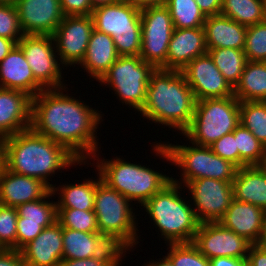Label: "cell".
I'll return each mask as SVG.
<instances>
[{"label": "cell", "instance_id": "1", "mask_svg": "<svg viewBox=\"0 0 266 266\" xmlns=\"http://www.w3.org/2000/svg\"><path fill=\"white\" fill-rule=\"evenodd\" d=\"M63 88L44 89L31 99V126L37 134L64 146L80 162L98 151L95 132L102 115ZM62 93H61V92Z\"/></svg>", "mask_w": 266, "mask_h": 266}, {"label": "cell", "instance_id": "2", "mask_svg": "<svg viewBox=\"0 0 266 266\" xmlns=\"http://www.w3.org/2000/svg\"><path fill=\"white\" fill-rule=\"evenodd\" d=\"M80 164L64 146L37 134L31 128L3 138L2 165L9 171L42 180L50 188V174ZM49 176V177H48Z\"/></svg>", "mask_w": 266, "mask_h": 266}, {"label": "cell", "instance_id": "3", "mask_svg": "<svg viewBox=\"0 0 266 266\" xmlns=\"http://www.w3.org/2000/svg\"><path fill=\"white\" fill-rule=\"evenodd\" d=\"M196 100L179 70L155 69L149 79L146 100L140 111L144 118L184 133L190 126Z\"/></svg>", "mask_w": 266, "mask_h": 266}, {"label": "cell", "instance_id": "4", "mask_svg": "<svg viewBox=\"0 0 266 266\" xmlns=\"http://www.w3.org/2000/svg\"><path fill=\"white\" fill-rule=\"evenodd\" d=\"M178 182L172 178L169 184L143 206L167 243H191L200 222L191 204L181 197L178 191L181 183Z\"/></svg>", "mask_w": 266, "mask_h": 266}, {"label": "cell", "instance_id": "5", "mask_svg": "<svg viewBox=\"0 0 266 266\" xmlns=\"http://www.w3.org/2000/svg\"><path fill=\"white\" fill-rule=\"evenodd\" d=\"M101 161L96 165L101 180L129 201H138L141 206L172 181V177L118 157Z\"/></svg>", "mask_w": 266, "mask_h": 266}, {"label": "cell", "instance_id": "6", "mask_svg": "<svg viewBox=\"0 0 266 266\" xmlns=\"http://www.w3.org/2000/svg\"><path fill=\"white\" fill-rule=\"evenodd\" d=\"M130 202L101 179L97 182L94 212L99 233L114 245L130 250L138 243V230ZM137 237V238H136Z\"/></svg>", "mask_w": 266, "mask_h": 266}, {"label": "cell", "instance_id": "7", "mask_svg": "<svg viewBox=\"0 0 266 266\" xmlns=\"http://www.w3.org/2000/svg\"><path fill=\"white\" fill-rule=\"evenodd\" d=\"M239 107L235 96L196 101L192 122L183 135L193 144L210 146L239 126Z\"/></svg>", "mask_w": 266, "mask_h": 266}, {"label": "cell", "instance_id": "8", "mask_svg": "<svg viewBox=\"0 0 266 266\" xmlns=\"http://www.w3.org/2000/svg\"><path fill=\"white\" fill-rule=\"evenodd\" d=\"M194 145V146H193ZM156 155H162L167 161L182 168L184 185L189 181L201 178H212L222 181L233 182L238 167L216 155L210 146L193 144L172 145L157 143L154 146Z\"/></svg>", "mask_w": 266, "mask_h": 266}, {"label": "cell", "instance_id": "9", "mask_svg": "<svg viewBox=\"0 0 266 266\" xmlns=\"http://www.w3.org/2000/svg\"><path fill=\"white\" fill-rule=\"evenodd\" d=\"M155 69L140 56H119L99 82L111 85L122 103L141 111L149 79Z\"/></svg>", "mask_w": 266, "mask_h": 266}, {"label": "cell", "instance_id": "10", "mask_svg": "<svg viewBox=\"0 0 266 266\" xmlns=\"http://www.w3.org/2000/svg\"><path fill=\"white\" fill-rule=\"evenodd\" d=\"M173 30V21L165 5L142 8L141 51L139 56L156 69L166 70L168 45Z\"/></svg>", "mask_w": 266, "mask_h": 266}, {"label": "cell", "instance_id": "11", "mask_svg": "<svg viewBox=\"0 0 266 266\" xmlns=\"http://www.w3.org/2000/svg\"><path fill=\"white\" fill-rule=\"evenodd\" d=\"M17 45L22 49L34 79L44 89L63 88L61 63L53 50L56 47L52 35H24Z\"/></svg>", "mask_w": 266, "mask_h": 266}, {"label": "cell", "instance_id": "12", "mask_svg": "<svg viewBox=\"0 0 266 266\" xmlns=\"http://www.w3.org/2000/svg\"><path fill=\"white\" fill-rule=\"evenodd\" d=\"M195 203V215L200 223L218 222L234 199L232 182L212 178L189 181L186 185Z\"/></svg>", "mask_w": 266, "mask_h": 266}, {"label": "cell", "instance_id": "13", "mask_svg": "<svg viewBox=\"0 0 266 266\" xmlns=\"http://www.w3.org/2000/svg\"><path fill=\"white\" fill-rule=\"evenodd\" d=\"M94 29L92 16H64L52 35L61 64H80L83 60L91 33Z\"/></svg>", "mask_w": 266, "mask_h": 266}, {"label": "cell", "instance_id": "14", "mask_svg": "<svg viewBox=\"0 0 266 266\" xmlns=\"http://www.w3.org/2000/svg\"><path fill=\"white\" fill-rule=\"evenodd\" d=\"M209 260L215 257L247 258L251 243L219 222H203L192 242Z\"/></svg>", "mask_w": 266, "mask_h": 266}, {"label": "cell", "instance_id": "15", "mask_svg": "<svg viewBox=\"0 0 266 266\" xmlns=\"http://www.w3.org/2000/svg\"><path fill=\"white\" fill-rule=\"evenodd\" d=\"M181 72L185 75L196 101L234 96V89L208 53L193 59Z\"/></svg>", "mask_w": 266, "mask_h": 266}, {"label": "cell", "instance_id": "16", "mask_svg": "<svg viewBox=\"0 0 266 266\" xmlns=\"http://www.w3.org/2000/svg\"><path fill=\"white\" fill-rule=\"evenodd\" d=\"M15 6L25 35H53L64 18L60 0H19Z\"/></svg>", "mask_w": 266, "mask_h": 266}, {"label": "cell", "instance_id": "17", "mask_svg": "<svg viewBox=\"0 0 266 266\" xmlns=\"http://www.w3.org/2000/svg\"><path fill=\"white\" fill-rule=\"evenodd\" d=\"M94 29L112 38L116 35L141 34V9L128 0L93 9Z\"/></svg>", "mask_w": 266, "mask_h": 266}, {"label": "cell", "instance_id": "18", "mask_svg": "<svg viewBox=\"0 0 266 266\" xmlns=\"http://www.w3.org/2000/svg\"><path fill=\"white\" fill-rule=\"evenodd\" d=\"M51 188L42 180L0 167V204L17 207L43 198Z\"/></svg>", "mask_w": 266, "mask_h": 266}, {"label": "cell", "instance_id": "19", "mask_svg": "<svg viewBox=\"0 0 266 266\" xmlns=\"http://www.w3.org/2000/svg\"><path fill=\"white\" fill-rule=\"evenodd\" d=\"M31 99L24 92L0 88V138L30 129Z\"/></svg>", "mask_w": 266, "mask_h": 266}, {"label": "cell", "instance_id": "20", "mask_svg": "<svg viewBox=\"0 0 266 266\" xmlns=\"http://www.w3.org/2000/svg\"><path fill=\"white\" fill-rule=\"evenodd\" d=\"M203 27L174 28L168 45L166 70L181 71L196 57L207 53Z\"/></svg>", "mask_w": 266, "mask_h": 266}, {"label": "cell", "instance_id": "21", "mask_svg": "<svg viewBox=\"0 0 266 266\" xmlns=\"http://www.w3.org/2000/svg\"><path fill=\"white\" fill-rule=\"evenodd\" d=\"M63 228L56 221L20 251L27 266H59L63 260Z\"/></svg>", "mask_w": 266, "mask_h": 266}, {"label": "cell", "instance_id": "22", "mask_svg": "<svg viewBox=\"0 0 266 266\" xmlns=\"http://www.w3.org/2000/svg\"><path fill=\"white\" fill-rule=\"evenodd\" d=\"M0 88L21 91L31 98L44 90L34 79L31 67L18 45L0 62Z\"/></svg>", "mask_w": 266, "mask_h": 266}, {"label": "cell", "instance_id": "23", "mask_svg": "<svg viewBox=\"0 0 266 266\" xmlns=\"http://www.w3.org/2000/svg\"><path fill=\"white\" fill-rule=\"evenodd\" d=\"M264 215L265 211L256 205L233 199L218 222L237 235L243 236L251 244H257Z\"/></svg>", "mask_w": 266, "mask_h": 266}, {"label": "cell", "instance_id": "24", "mask_svg": "<svg viewBox=\"0 0 266 266\" xmlns=\"http://www.w3.org/2000/svg\"><path fill=\"white\" fill-rule=\"evenodd\" d=\"M207 50L233 48L243 50L247 27L219 15L207 16L203 25Z\"/></svg>", "mask_w": 266, "mask_h": 266}, {"label": "cell", "instance_id": "25", "mask_svg": "<svg viewBox=\"0 0 266 266\" xmlns=\"http://www.w3.org/2000/svg\"><path fill=\"white\" fill-rule=\"evenodd\" d=\"M63 259H86L105 256L116 245L100 233L63 228Z\"/></svg>", "mask_w": 266, "mask_h": 266}, {"label": "cell", "instance_id": "26", "mask_svg": "<svg viewBox=\"0 0 266 266\" xmlns=\"http://www.w3.org/2000/svg\"><path fill=\"white\" fill-rule=\"evenodd\" d=\"M118 57L113 38L93 29L86 54L80 65L91 77L100 81Z\"/></svg>", "mask_w": 266, "mask_h": 266}, {"label": "cell", "instance_id": "27", "mask_svg": "<svg viewBox=\"0 0 266 266\" xmlns=\"http://www.w3.org/2000/svg\"><path fill=\"white\" fill-rule=\"evenodd\" d=\"M234 199L266 212V170L262 165L238 168L232 182Z\"/></svg>", "mask_w": 266, "mask_h": 266}, {"label": "cell", "instance_id": "28", "mask_svg": "<svg viewBox=\"0 0 266 266\" xmlns=\"http://www.w3.org/2000/svg\"><path fill=\"white\" fill-rule=\"evenodd\" d=\"M234 96L240 102L266 101V62L247 61Z\"/></svg>", "mask_w": 266, "mask_h": 266}, {"label": "cell", "instance_id": "29", "mask_svg": "<svg viewBox=\"0 0 266 266\" xmlns=\"http://www.w3.org/2000/svg\"><path fill=\"white\" fill-rule=\"evenodd\" d=\"M98 176L96 181L88 179L81 184L63 185L60 189L53 186L51 191L54 195L57 190H60L58 194L61 193L60 200L56 203L57 209L94 210L97 182L101 179L100 175Z\"/></svg>", "mask_w": 266, "mask_h": 266}, {"label": "cell", "instance_id": "30", "mask_svg": "<svg viewBox=\"0 0 266 266\" xmlns=\"http://www.w3.org/2000/svg\"><path fill=\"white\" fill-rule=\"evenodd\" d=\"M207 53L212 58L216 67L220 70L225 80L234 89L239 83L247 58L244 50L233 48H215Z\"/></svg>", "mask_w": 266, "mask_h": 266}, {"label": "cell", "instance_id": "31", "mask_svg": "<svg viewBox=\"0 0 266 266\" xmlns=\"http://www.w3.org/2000/svg\"><path fill=\"white\" fill-rule=\"evenodd\" d=\"M220 14L246 27L266 20L263 0H222Z\"/></svg>", "mask_w": 266, "mask_h": 266}, {"label": "cell", "instance_id": "32", "mask_svg": "<svg viewBox=\"0 0 266 266\" xmlns=\"http://www.w3.org/2000/svg\"><path fill=\"white\" fill-rule=\"evenodd\" d=\"M52 195L50 190L43 198L17 206V223L39 224L43 228L53 225L57 221V202L45 201Z\"/></svg>", "mask_w": 266, "mask_h": 266}, {"label": "cell", "instance_id": "33", "mask_svg": "<svg viewBox=\"0 0 266 266\" xmlns=\"http://www.w3.org/2000/svg\"><path fill=\"white\" fill-rule=\"evenodd\" d=\"M239 151V168L262 165L266 160V147L241 124L234 130Z\"/></svg>", "mask_w": 266, "mask_h": 266}, {"label": "cell", "instance_id": "34", "mask_svg": "<svg viewBox=\"0 0 266 266\" xmlns=\"http://www.w3.org/2000/svg\"><path fill=\"white\" fill-rule=\"evenodd\" d=\"M173 26L176 29L203 27L206 16L195 0H167Z\"/></svg>", "mask_w": 266, "mask_h": 266}, {"label": "cell", "instance_id": "35", "mask_svg": "<svg viewBox=\"0 0 266 266\" xmlns=\"http://www.w3.org/2000/svg\"><path fill=\"white\" fill-rule=\"evenodd\" d=\"M240 124L266 147V101L240 102Z\"/></svg>", "mask_w": 266, "mask_h": 266}, {"label": "cell", "instance_id": "36", "mask_svg": "<svg viewBox=\"0 0 266 266\" xmlns=\"http://www.w3.org/2000/svg\"><path fill=\"white\" fill-rule=\"evenodd\" d=\"M57 222L62 228L87 233H99L94 210L57 209Z\"/></svg>", "mask_w": 266, "mask_h": 266}, {"label": "cell", "instance_id": "37", "mask_svg": "<svg viewBox=\"0 0 266 266\" xmlns=\"http://www.w3.org/2000/svg\"><path fill=\"white\" fill-rule=\"evenodd\" d=\"M167 258L174 266H211L198 248L191 243H169Z\"/></svg>", "mask_w": 266, "mask_h": 266}, {"label": "cell", "instance_id": "38", "mask_svg": "<svg viewBox=\"0 0 266 266\" xmlns=\"http://www.w3.org/2000/svg\"><path fill=\"white\" fill-rule=\"evenodd\" d=\"M243 50L248 61L266 62V20L247 27Z\"/></svg>", "mask_w": 266, "mask_h": 266}, {"label": "cell", "instance_id": "39", "mask_svg": "<svg viewBox=\"0 0 266 266\" xmlns=\"http://www.w3.org/2000/svg\"><path fill=\"white\" fill-rule=\"evenodd\" d=\"M17 210L0 204V249L17 250Z\"/></svg>", "mask_w": 266, "mask_h": 266}, {"label": "cell", "instance_id": "40", "mask_svg": "<svg viewBox=\"0 0 266 266\" xmlns=\"http://www.w3.org/2000/svg\"><path fill=\"white\" fill-rule=\"evenodd\" d=\"M24 35L16 6L0 3V37L11 39L18 43Z\"/></svg>", "mask_w": 266, "mask_h": 266}, {"label": "cell", "instance_id": "41", "mask_svg": "<svg viewBox=\"0 0 266 266\" xmlns=\"http://www.w3.org/2000/svg\"><path fill=\"white\" fill-rule=\"evenodd\" d=\"M126 250L115 246L107 255L86 259H63L59 266H118Z\"/></svg>", "mask_w": 266, "mask_h": 266}, {"label": "cell", "instance_id": "42", "mask_svg": "<svg viewBox=\"0 0 266 266\" xmlns=\"http://www.w3.org/2000/svg\"><path fill=\"white\" fill-rule=\"evenodd\" d=\"M210 148L216 155L233 163L239 168V151L237 149L234 131L215 141L210 145Z\"/></svg>", "mask_w": 266, "mask_h": 266}, {"label": "cell", "instance_id": "43", "mask_svg": "<svg viewBox=\"0 0 266 266\" xmlns=\"http://www.w3.org/2000/svg\"><path fill=\"white\" fill-rule=\"evenodd\" d=\"M113 41L119 56H139L141 34H119L113 37Z\"/></svg>", "mask_w": 266, "mask_h": 266}, {"label": "cell", "instance_id": "44", "mask_svg": "<svg viewBox=\"0 0 266 266\" xmlns=\"http://www.w3.org/2000/svg\"><path fill=\"white\" fill-rule=\"evenodd\" d=\"M60 5L64 16H90L93 11L90 0H60Z\"/></svg>", "mask_w": 266, "mask_h": 266}, {"label": "cell", "instance_id": "45", "mask_svg": "<svg viewBox=\"0 0 266 266\" xmlns=\"http://www.w3.org/2000/svg\"><path fill=\"white\" fill-rule=\"evenodd\" d=\"M43 229L39 224L17 223V250H21L30 241L34 240Z\"/></svg>", "mask_w": 266, "mask_h": 266}, {"label": "cell", "instance_id": "46", "mask_svg": "<svg viewBox=\"0 0 266 266\" xmlns=\"http://www.w3.org/2000/svg\"><path fill=\"white\" fill-rule=\"evenodd\" d=\"M0 266H27L20 250L0 249Z\"/></svg>", "mask_w": 266, "mask_h": 266}, {"label": "cell", "instance_id": "47", "mask_svg": "<svg viewBox=\"0 0 266 266\" xmlns=\"http://www.w3.org/2000/svg\"><path fill=\"white\" fill-rule=\"evenodd\" d=\"M250 266H266V250L257 244H251L247 254Z\"/></svg>", "mask_w": 266, "mask_h": 266}, {"label": "cell", "instance_id": "48", "mask_svg": "<svg viewBox=\"0 0 266 266\" xmlns=\"http://www.w3.org/2000/svg\"><path fill=\"white\" fill-rule=\"evenodd\" d=\"M195 2L206 17L220 14L222 0H195Z\"/></svg>", "mask_w": 266, "mask_h": 266}, {"label": "cell", "instance_id": "49", "mask_svg": "<svg viewBox=\"0 0 266 266\" xmlns=\"http://www.w3.org/2000/svg\"><path fill=\"white\" fill-rule=\"evenodd\" d=\"M247 258L215 257L210 259L211 266H245Z\"/></svg>", "mask_w": 266, "mask_h": 266}, {"label": "cell", "instance_id": "50", "mask_svg": "<svg viewBox=\"0 0 266 266\" xmlns=\"http://www.w3.org/2000/svg\"><path fill=\"white\" fill-rule=\"evenodd\" d=\"M17 45L11 39L0 37V62L8 55V53Z\"/></svg>", "mask_w": 266, "mask_h": 266}, {"label": "cell", "instance_id": "51", "mask_svg": "<svg viewBox=\"0 0 266 266\" xmlns=\"http://www.w3.org/2000/svg\"><path fill=\"white\" fill-rule=\"evenodd\" d=\"M133 3L137 8L142 9L148 6H163L167 0H128Z\"/></svg>", "mask_w": 266, "mask_h": 266}, {"label": "cell", "instance_id": "52", "mask_svg": "<svg viewBox=\"0 0 266 266\" xmlns=\"http://www.w3.org/2000/svg\"><path fill=\"white\" fill-rule=\"evenodd\" d=\"M257 245H259L260 247L266 250V212L263 218L262 229H261V233H260Z\"/></svg>", "mask_w": 266, "mask_h": 266}, {"label": "cell", "instance_id": "53", "mask_svg": "<svg viewBox=\"0 0 266 266\" xmlns=\"http://www.w3.org/2000/svg\"><path fill=\"white\" fill-rule=\"evenodd\" d=\"M119 0H90L92 9L116 3Z\"/></svg>", "mask_w": 266, "mask_h": 266}, {"label": "cell", "instance_id": "54", "mask_svg": "<svg viewBox=\"0 0 266 266\" xmlns=\"http://www.w3.org/2000/svg\"><path fill=\"white\" fill-rule=\"evenodd\" d=\"M163 259L155 262L153 260V262L151 261V263L149 262V264H145V266H174L166 256Z\"/></svg>", "mask_w": 266, "mask_h": 266}, {"label": "cell", "instance_id": "55", "mask_svg": "<svg viewBox=\"0 0 266 266\" xmlns=\"http://www.w3.org/2000/svg\"><path fill=\"white\" fill-rule=\"evenodd\" d=\"M19 0H0V3L13 4L15 5Z\"/></svg>", "mask_w": 266, "mask_h": 266}, {"label": "cell", "instance_id": "56", "mask_svg": "<svg viewBox=\"0 0 266 266\" xmlns=\"http://www.w3.org/2000/svg\"><path fill=\"white\" fill-rule=\"evenodd\" d=\"M2 141H3V139L0 138V167L2 165Z\"/></svg>", "mask_w": 266, "mask_h": 266}, {"label": "cell", "instance_id": "57", "mask_svg": "<svg viewBox=\"0 0 266 266\" xmlns=\"http://www.w3.org/2000/svg\"><path fill=\"white\" fill-rule=\"evenodd\" d=\"M264 2V10H265V14H266V0H263Z\"/></svg>", "mask_w": 266, "mask_h": 266}, {"label": "cell", "instance_id": "58", "mask_svg": "<svg viewBox=\"0 0 266 266\" xmlns=\"http://www.w3.org/2000/svg\"><path fill=\"white\" fill-rule=\"evenodd\" d=\"M262 166L265 168L266 170V160L263 162Z\"/></svg>", "mask_w": 266, "mask_h": 266}]
</instances>
